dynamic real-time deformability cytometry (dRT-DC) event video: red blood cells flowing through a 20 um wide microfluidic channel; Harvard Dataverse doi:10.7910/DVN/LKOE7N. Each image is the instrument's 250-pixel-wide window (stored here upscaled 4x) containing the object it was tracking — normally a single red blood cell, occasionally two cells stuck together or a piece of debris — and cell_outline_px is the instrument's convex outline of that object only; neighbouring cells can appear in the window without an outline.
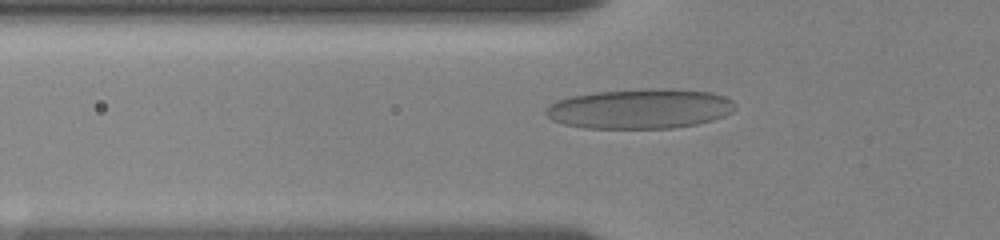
{"species": "human", "species_latin": "Homo sapiens", "temperature_condition": "room temperature", "stored_images_in_passage": 84, "camera_frame_rate_fps": 3000, "um_per_image_px": 0.085, "donor": {"sex": "female"}, "frame": {"image": 1, "passage_image": 37, "time_ms": 6.0, "image_size_px": [1000, 240], "cell_outline_px": [[736, 108], [732, 112], [724, 116], [712, 120], [696, 124], [672, 128], [584, 128], [564, 124], [552, 120], [544, 112], [556, 100], [568, 96], [596, 92], [648, 88], [672, 88], [712, 92], [724, 96], [732, 100], [736, 104]], "centroid_in_image_um": [54.43, 9.23], "position_along_channel_um": 71.4, "area_um2": 44.27}}
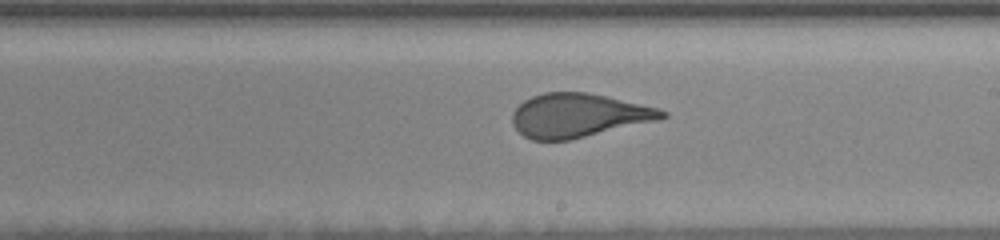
{"frame": {"image": 2, "passage_image": 54, "time_ms": 10.667, "image_size_px": [1000, 240], "cell_outline_px": [[668, 116], [660, 120], [568, 140], [532, 140], [524, 136], [512, 124], [512, 112], [524, 100], [532, 96], [544, 92], [588, 92], [608, 96], [660, 108], [668, 112]], "centroid_in_image_um": [49.2, 9.8], "position_along_channel_um": 239.8, "area_um2": 38.38}}
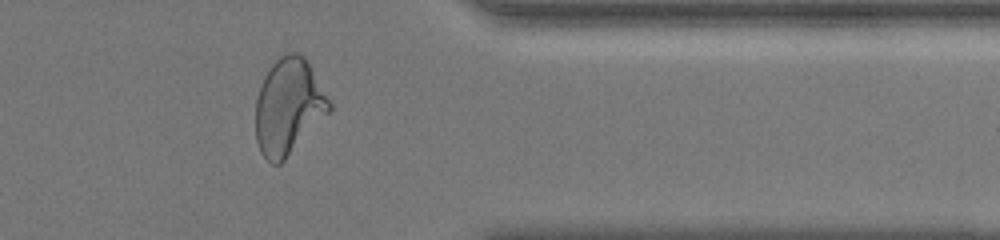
{"frame": {"image": 3, "passage_image": 70, "time_ms": 15.0, "image_size_px": [1000, 240], "cell_outline_px": [[332, 108], [284, 160], [280, 164], [272, 164], [260, 152], [256, 140], [256, 100], [260, 84], [264, 76], [272, 64], [284, 52], [300, 52], [308, 60], [332, 104]], "centroid_in_image_um": [24.51, 9.02], "position_along_channel_um": 386.9, "area_um2": 41.04}, "authors_computed_cell_mechanics": {"area_um2": 41.5582, "velocity_mm_per_s": 3.5993, "shape_relaxation_time_tau1_ms": 6.8531, "shape_relaxation_time_tau2_ms": null, "deformation_change_tau1": 0.1948, "deformation_change_tau2": null}}